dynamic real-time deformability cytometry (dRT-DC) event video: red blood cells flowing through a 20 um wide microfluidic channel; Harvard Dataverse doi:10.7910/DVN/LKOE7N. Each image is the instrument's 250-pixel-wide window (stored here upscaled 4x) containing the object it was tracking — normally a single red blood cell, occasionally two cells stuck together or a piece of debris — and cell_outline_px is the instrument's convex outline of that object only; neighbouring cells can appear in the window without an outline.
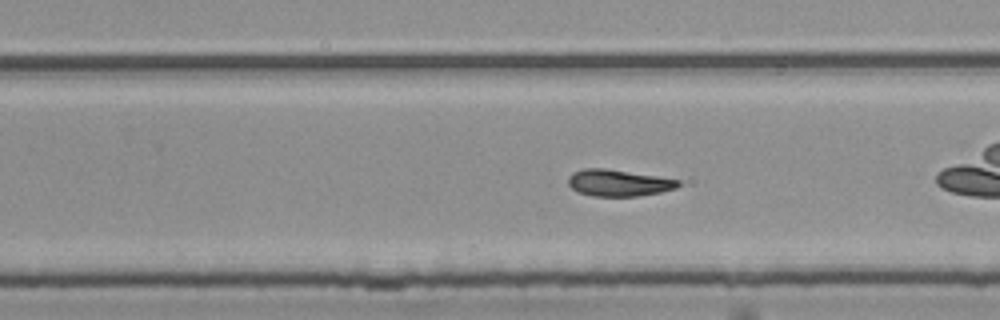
{"species": "common noctule bat (a hibernating species)", "species_latin": "Nyctalus noctula", "temperature_condition": "room temperature", "stored_images_in_passage": 36, "camera_frame_rate_fps": 3000, "um_per_image_px": 0.085, "animal": {"sex": "female", "body_mass_g": 25.1}, "frame": {"image": 1, "passage_image": 16, "time_ms": 5.0, "image_size_px": [1000, 320], "cell_outline_px": [[680, 184], [676, 188], [660, 192], [636, 196], [592, 196], [576, 192], [568, 184], [568, 176], [572, 172], [584, 168], [604, 168], [656, 176], [680, 180]], "centroid_in_image_um": [52.52, 15.54], "position_along_channel_um": 277.3, "area_um2": 17.05}, "authors_computed_cell_mechanics": {"area_um2": 17.0799, "velocity_mm_per_s": 3.771, "shape_relaxation_time_tau1_ms": 6.9119, "shape_relaxation_time_tau2_ms": 2.999, "deformation_change_tau1": 0.1865, "deformation_change_tau2": 0.0853}}